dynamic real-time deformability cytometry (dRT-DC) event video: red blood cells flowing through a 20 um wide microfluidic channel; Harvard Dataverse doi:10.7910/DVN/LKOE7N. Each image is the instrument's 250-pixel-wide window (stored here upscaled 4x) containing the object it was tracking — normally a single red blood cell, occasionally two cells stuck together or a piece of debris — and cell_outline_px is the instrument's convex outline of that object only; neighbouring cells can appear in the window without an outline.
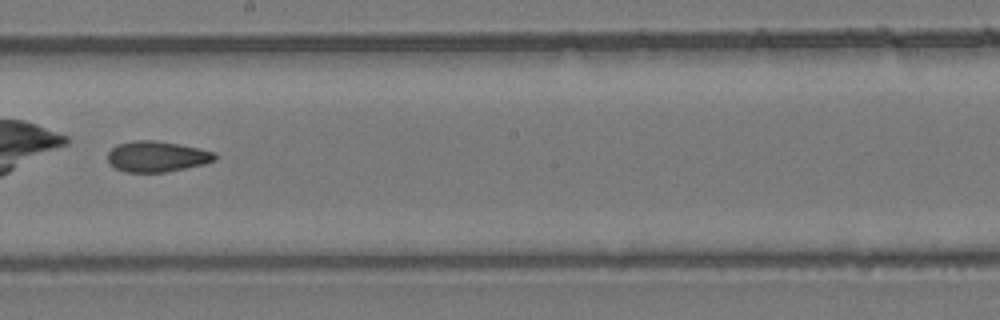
{"species": "common noctule bat (a hibernating species)", "species_latin": "Nyctalus noctula", "temperature_condition": "room temperature", "stored_images_in_passage": 44, "camera_frame_rate_fps": 3000, "um_per_image_px": 0.085, "animal": {"sex": "female", "body_mass_g": 24.6, "forearm_length_mm": 56.2}, "frame": {"image": 1, "passage_image": 26, "time_ms": 8.333, "image_size_px": [1000, 320], "cell_outline_px": [[216, 160], [204, 164], [168, 172], [124, 172], [108, 164], [108, 152], [116, 144], [136, 140], [156, 140], [200, 148], [216, 152]], "centroid_in_image_um": [13.34, 13.3], "position_along_channel_um": 234.9, "area_um2": 19.42}}